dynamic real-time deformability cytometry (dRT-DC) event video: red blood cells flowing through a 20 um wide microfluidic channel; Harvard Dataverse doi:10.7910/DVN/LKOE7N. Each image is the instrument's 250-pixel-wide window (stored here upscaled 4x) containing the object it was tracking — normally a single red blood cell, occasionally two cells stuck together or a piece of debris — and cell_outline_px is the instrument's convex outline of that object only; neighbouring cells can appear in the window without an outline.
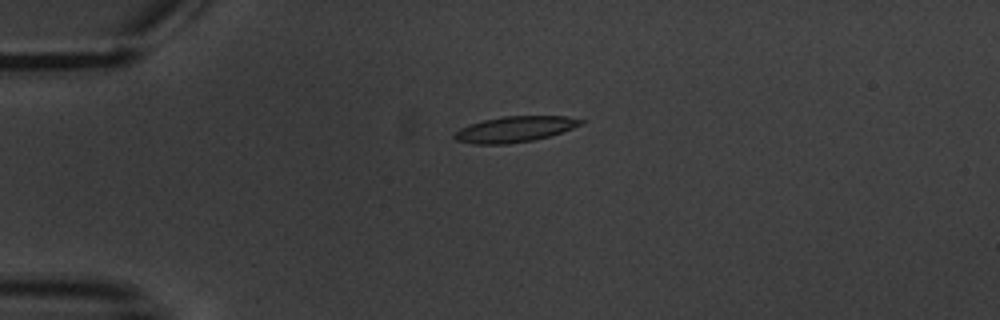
{"species": "common noctule bat (a hibernating species)", "species_latin": "Nyctalus noctula", "temperature_condition": "warm", "stored_images_in_passage": 10, "camera_frame_rate_fps": 3000, "um_per_image_px": 0.085, "animal": {"sex": "male", "body_mass_g": 20.1, "forearm_length_mm": 53.5}, "frame": {"image": 1, "passage_image": 5, "time_ms": 4.667, "image_size_px": [1000, 320], "cell_outline_px": [[588, 120], [584, 124], [548, 136], [532, 140], [508, 144], [472, 144], [456, 140], [452, 136], [460, 128], [484, 120], [504, 116], [568, 116]], "centroid_in_image_um": [43.79, 10.98], "position_along_channel_um": 41.2, "area_um2": 18.9}}
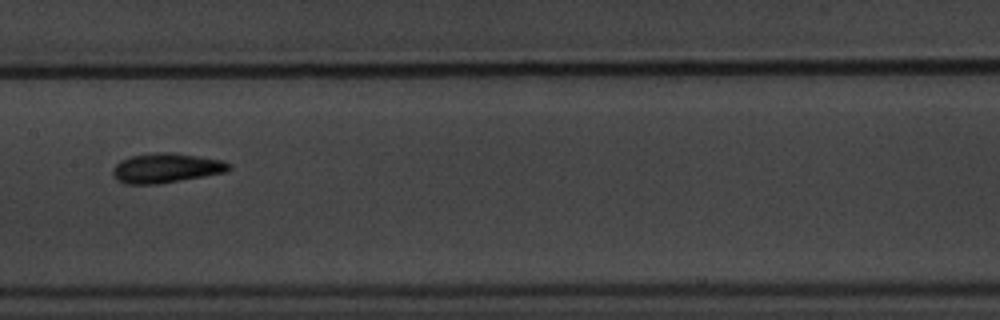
{"frame": {"image": 2, "passage_image": 9, "time_ms": 10.0, "image_size_px": [1000, 320], "cell_outline_px": [[232, 168], [224, 172], [204, 176], [160, 184], [124, 184], [116, 180], [112, 176], [112, 168], [120, 160], [128, 156], [160, 152], [168, 152], [224, 160], [232, 164]], "centroid_in_image_um": [14.08, 14.29], "position_along_channel_um": 193.3, "area_um2": 20.23}}